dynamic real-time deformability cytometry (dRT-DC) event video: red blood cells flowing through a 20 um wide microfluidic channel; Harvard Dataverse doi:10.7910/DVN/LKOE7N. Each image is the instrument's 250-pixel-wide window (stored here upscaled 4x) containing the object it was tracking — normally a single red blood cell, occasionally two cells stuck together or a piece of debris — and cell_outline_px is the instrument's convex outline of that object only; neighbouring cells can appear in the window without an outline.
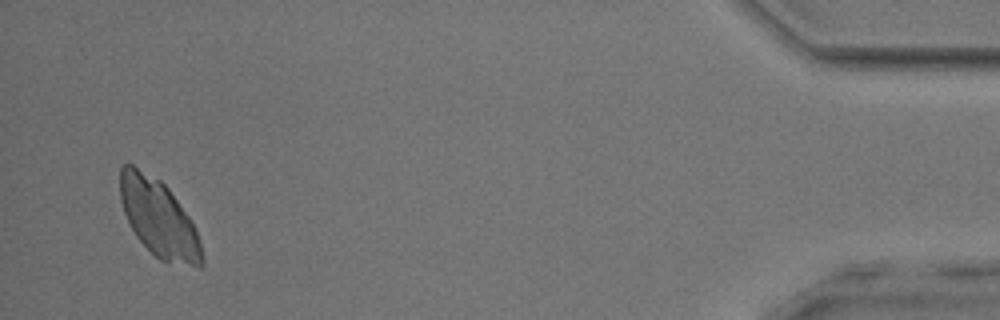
{"species": "common noctule bat (a hibernating species)", "species_latin": "Nyctalus noctula", "temperature_condition": "room temperature", "stored_images_in_passage": 50, "segment_of_instrument_passage": [1, 2], "camera_frame_rate_fps": 3000, "um_per_image_px": 0.085, "animal": {"sex": "male", "body_mass_g": 17.9, "forearm_length_mm": 54.2}, "frame": {"image": 1, "passage_image": 47, "time_ms": 15.333, "image_size_px": [1000, 320], "cell_outline_px": [[204, 264], [200, 268], [160, 260], [136, 236], [124, 212], [120, 200], [120, 168], [124, 164], [132, 164], [160, 180], [168, 188], [188, 216], [200, 240], [204, 260]], "centroid_in_image_um": [13.49, 18.55], "position_along_channel_um": 421.7, "area_um2": 36.47}}